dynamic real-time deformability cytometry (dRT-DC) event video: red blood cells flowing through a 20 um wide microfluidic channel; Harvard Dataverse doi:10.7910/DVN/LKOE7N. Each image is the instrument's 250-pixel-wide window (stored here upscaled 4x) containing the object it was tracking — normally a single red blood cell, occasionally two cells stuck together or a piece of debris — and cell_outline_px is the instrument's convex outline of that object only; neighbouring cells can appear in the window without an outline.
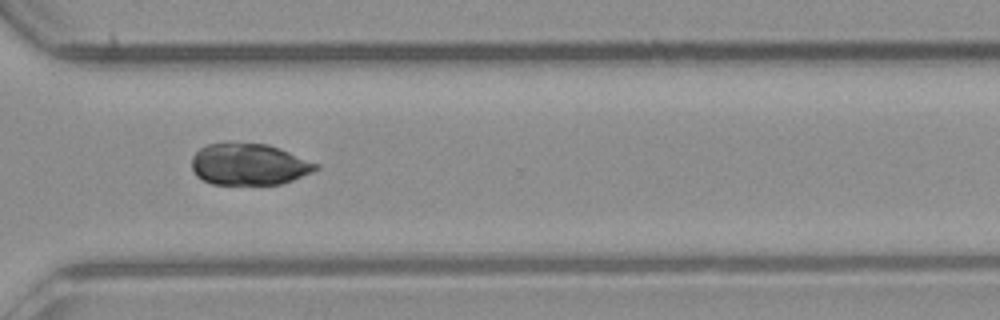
{"species": "common noctule bat (a hibernating species)", "species_latin": "Nyctalus noctula", "temperature_condition": "room temperature", "stored_images_in_passage": 31, "camera_frame_rate_fps": 3000, "um_per_image_px": 0.085, "animal": {"sex": "male", "body_mass_g": 23.1, "forearm_length_mm": 52.7}, "frame": {"image": 1, "passage_image": 23, "time_ms": 7.333, "image_size_px": [1000, 320], "cell_outline_px": [[320, 168], [312, 172], [292, 180], [280, 184], [212, 184], [196, 176], [192, 168], [192, 156], [200, 148], [208, 144], [268, 144], [280, 148], [320, 164]], "centroid_in_image_um": [21.19, 13.98], "position_along_channel_um": 349.4, "area_um2": 29.82}}